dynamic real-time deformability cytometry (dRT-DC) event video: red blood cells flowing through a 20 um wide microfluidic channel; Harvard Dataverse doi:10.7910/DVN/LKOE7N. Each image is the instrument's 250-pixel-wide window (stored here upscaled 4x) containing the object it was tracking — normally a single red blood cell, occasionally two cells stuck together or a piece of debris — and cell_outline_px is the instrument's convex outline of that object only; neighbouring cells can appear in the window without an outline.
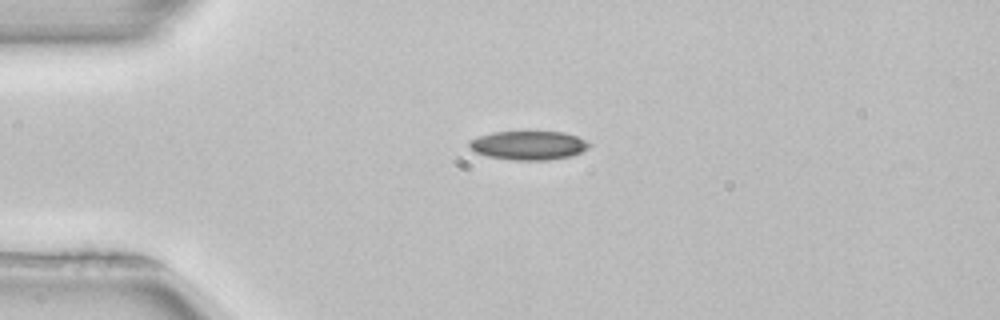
{"species": "common noctule bat (a hibernating species)", "species_latin": "Nyctalus noctula", "temperature_condition": "room temperature", "stored_images_in_passage": 40, "camera_frame_rate_fps": 3000, "um_per_image_px": 0.085, "animal": {"sex": "female", "body_mass_g": 22.7, "forearm_length_mm": 54.2}, "frame": {"image": 1, "passage_image": 1, "time_ms": 0.0, "image_size_px": [1000, 320], "cell_outline_px": [[592, 144], [588, 148], [572, 156], [548, 160], [512, 160], [488, 156], [476, 152], [468, 148], [468, 140], [492, 132], [564, 132], [576, 136]], "centroid_in_image_um": [44.91, 12.36], "position_along_channel_um": 40.1, "area_um2": 20.17}, "authors_computed_cell_mechanics": {"area_um2": 20.0277, "velocity_mm_per_s": 3.9602, "shape_relaxation_time_tau1_ms": 3.9483, "shape_relaxation_time_tau2_ms": null, "deformation_change_tau1": 0.0926, "deformation_change_tau2": null}}